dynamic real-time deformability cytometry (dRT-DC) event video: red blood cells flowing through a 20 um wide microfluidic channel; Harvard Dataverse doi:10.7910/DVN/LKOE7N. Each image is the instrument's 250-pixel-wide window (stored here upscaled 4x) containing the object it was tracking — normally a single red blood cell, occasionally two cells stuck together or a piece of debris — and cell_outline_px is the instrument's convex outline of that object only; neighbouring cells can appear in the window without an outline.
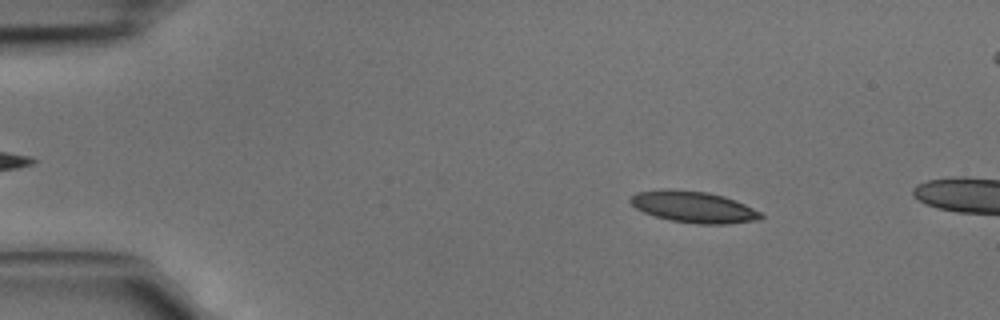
{"species": "common noctule bat (a hibernating species)", "species_latin": "Nyctalus noctula", "temperature_condition": "cold", "stored_images_in_passage": 2, "camera_frame_rate_fps": 3000, "um_per_image_px": 0.085, "animal": {"sex": "male", "body_mass_g": 15.6}, "frame": {"image": 1, "passage_image": 1, "time_ms": 0.0, "image_size_px": [1000, 320], "cell_outline_px": [[764, 216], [760, 220], [724, 224], [700, 224], [672, 220], [656, 216], [644, 212], [636, 208], [628, 200], [636, 192], [668, 188], [708, 192], [724, 196], [736, 200], [760, 212]], "centroid_in_image_um": [58.96, 17.58], "position_along_channel_um": 26.0, "area_um2": 23.81}}